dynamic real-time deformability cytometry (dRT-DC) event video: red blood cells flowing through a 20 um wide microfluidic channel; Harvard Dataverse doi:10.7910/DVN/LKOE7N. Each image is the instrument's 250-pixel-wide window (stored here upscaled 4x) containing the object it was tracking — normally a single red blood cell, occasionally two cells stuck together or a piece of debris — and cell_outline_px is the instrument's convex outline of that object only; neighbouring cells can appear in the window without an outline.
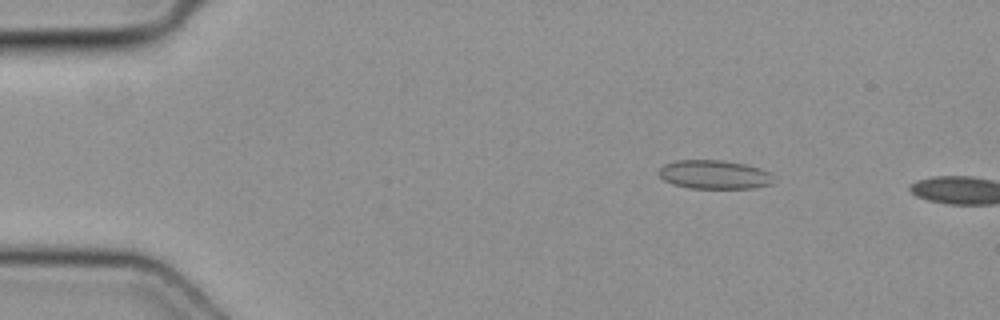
{"species": "common noctule bat (a hibernating species)", "species_latin": "Nyctalus noctula", "temperature_condition": "cold", "stored_images_in_passage": 7, "camera_frame_rate_fps": 3000, "um_per_image_px": 0.085, "animal": {"sex": "female", "body_mass_g": 19.3, "forearm_length_mm": 54.1}, "frame": {"image": 1, "passage_image": 5, "time_ms": 1.333, "image_size_px": [1000, 320], "cell_outline_px": [[772, 184], [752, 188], [688, 188], [672, 184], [664, 180], [660, 176], [660, 168], [664, 164], [676, 160], [720, 160], [744, 164], [760, 168], [768, 172]], "centroid_in_image_um": [60.66, 14.84], "position_along_channel_um": 24.3, "area_um2": 19.02}}